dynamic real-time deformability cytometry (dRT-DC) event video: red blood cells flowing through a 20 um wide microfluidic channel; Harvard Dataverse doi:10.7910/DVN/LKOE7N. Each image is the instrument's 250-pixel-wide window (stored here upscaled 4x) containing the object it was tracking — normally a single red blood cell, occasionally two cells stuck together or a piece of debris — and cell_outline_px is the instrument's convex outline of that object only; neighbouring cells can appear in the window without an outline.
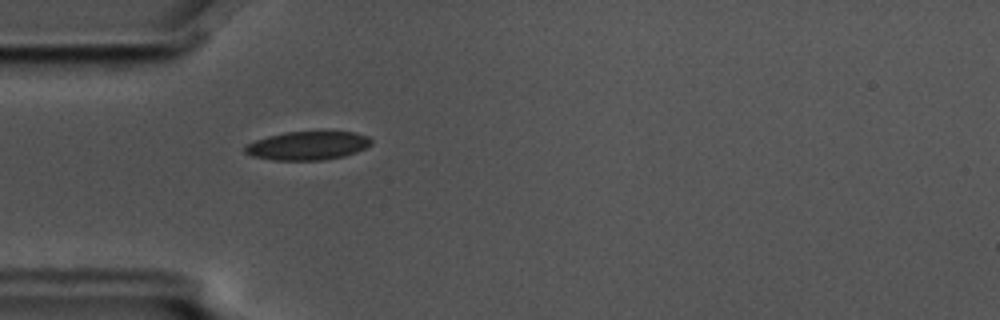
{"species": "common noctule bat (a hibernating species)", "species_latin": "Nyctalus noctula", "temperature_condition": "cold", "stored_images_in_passage": 1, "camera_frame_rate_fps": 3000, "um_per_image_px": 0.085, "animal": {"sex": "male", "body_mass_g": 17.5, "forearm_length_mm": 52.3}, "frame": {"image": 1, "passage_image": 1, "time_ms": 0.0, "image_size_px": [1000, 320], "cell_outline_px": [[372, 144], [356, 152], [344, 156], [324, 160], [272, 160], [252, 156], [244, 152], [244, 148], [248, 144], [256, 140], [268, 136], [284, 132], [356, 132], [368, 136], [372, 140]], "centroid_in_image_um": [26.16, 12.38], "position_along_channel_um": 58.8, "area_um2": 20.98}}